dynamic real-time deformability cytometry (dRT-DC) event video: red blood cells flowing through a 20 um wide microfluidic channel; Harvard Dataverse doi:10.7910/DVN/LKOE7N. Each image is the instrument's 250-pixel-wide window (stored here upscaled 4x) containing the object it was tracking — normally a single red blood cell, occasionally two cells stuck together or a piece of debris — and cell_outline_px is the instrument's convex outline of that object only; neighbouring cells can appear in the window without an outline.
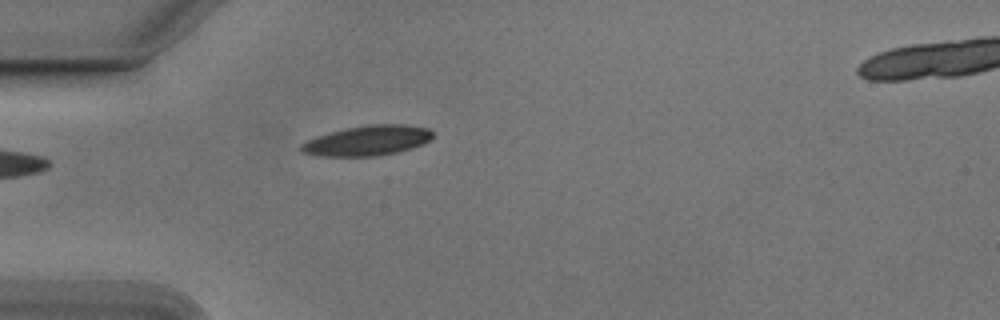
{"species": "Egyptian fruit bat (a non-hibernating species)", "species_latin": "Rousettus aegyptiacus", "temperature_condition": "cold", "stored_images_in_passage": 5, "camera_frame_rate_fps": 3000, "um_per_image_px": 0.085, "animal": {"sex": "male"}, "frame": {"image": 1, "passage_image": 1, "time_ms": 0.0, "image_size_px": [1000, 320], "cell_outline_px": [[432, 136], [424, 144], [412, 148], [396, 152], [376, 156], [324, 156], [304, 152], [300, 148], [300, 144], [316, 136], [348, 128], [372, 124], [408, 124], [428, 128], [432, 132]], "centroid_in_image_um": [31.27, 11.94], "position_along_channel_um": 53.7, "area_um2": 22.77}}